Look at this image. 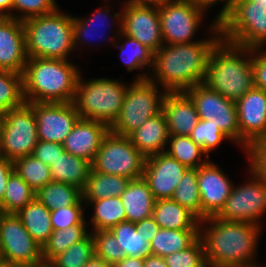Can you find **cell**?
Masks as SVG:
<instances>
[{"label":"cell","mask_w":266,"mask_h":267,"mask_svg":"<svg viewBox=\"0 0 266 267\" xmlns=\"http://www.w3.org/2000/svg\"><path fill=\"white\" fill-rule=\"evenodd\" d=\"M212 24L210 30L215 36L217 34V37L187 44L161 46L154 53L152 70L155 76L149 75L148 79L155 84H161L162 89L167 92L186 91L203 83L209 54L222 39L219 16Z\"/></svg>","instance_id":"cell-1"},{"label":"cell","mask_w":266,"mask_h":267,"mask_svg":"<svg viewBox=\"0 0 266 267\" xmlns=\"http://www.w3.org/2000/svg\"><path fill=\"white\" fill-rule=\"evenodd\" d=\"M210 226L199 229L208 267H246L253 263L261 226L249 222L225 221L214 217L200 221ZM203 232V233H202Z\"/></svg>","instance_id":"cell-2"},{"label":"cell","mask_w":266,"mask_h":267,"mask_svg":"<svg viewBox=\"0 0 266 267\" xmlns=\"http://www.w3.org/2000/svg\"><path fill=\"white\" fill-rule=\"evenodd\" d=\"M80 74L68 60L28 58L22 74L25 102H73Z\"/></svg>","instance_id":"cell-3"},{"label":"cell","mask_w":266,"mask_h":267,"mask_svg":"<svg viewBox=\"0 0 266 267\" xmlns=\"http://www.w3.org/2000/svg\"><path fill=\"white\" fill-rule=\"evenodd\" d=\"M203 84L237 102L254 86L252 49L221 39L209 54Z\"/></svg>","instance_id":"cell-4"},{"label":"cell","mask_w":266,"mask_h":267,"mask_svg":"<svg viewBox=\"0 0 266 267\" xmlns=\"http://www.w3.org/2000/svg\"><path fill=\"white\" fill-rule=\"evenodd\" d=\"M28 58L68 60L74 49L73 17L59 11L23 21Z\"/></svg>","instance_id":"cell-5"},{"label":"cell","mask_w":266,"mask_h":267,"mask_svg":"<svg viewBox=\"0 0 266 267\" xmlns=\"http://www.w3.org/2000/svg\"><path fill=\"white\" fill-rule=\"evenodd\" d=\"M218 14L222 40L250 49L266 44V5L230 0Z\"/></svg>","instance_id":"cell-6"},{"label":"cell","mask_w":266,"mask_h":267,"mask_svg":"<svg viewBox=\"0 0 266 267\" xmlns=\"http://www.w3.org/2000/svg\"><path fill=\"white\" fill-rule=\"evenodd\" d=\"M127 88L119 80L107 78L84 82L80 74L73 103L81 119L99 121L110 127L120 113Z\"/></svg>","instance_id":"cell-7"},{"label":"cell","mask_w":266,"mask_h":267,"mask_svg":"<svg viewBox=\"0 0 266 267\" xmlns=\"http://www.w3.org/2000/svg\"><path fill=\"white\" fill-rule=\"evenodd\" d=\"M140 75L128 86L120 113L110 126V131L114 134L128 137L147 119L162 112L167 91L158 93L159 86L148 79L147 73Z\"/></svg>","instance_id":"cell-8"},{"label":"cell","mask_w":266,"mask_h":267,"mask_svg":"<svg viewBox=\"0 0 266 267\" xmlns=\"http://www.w3.org/2000/svg\"><path fill=\"white\" fill-rule=\"evenodd\" d=\"M145 161L146 158L131 143L129 137L109 131L96 154L92 169L134 180L143 178Z\"/></svg>","instance_id":"cell-9"},{"label":"cell","mask_w":266,"mask_h":267,"mask_svg":"<svg viewBox=\"0 0 266 267\" xmlns=\"http://www.w3.org/2000/svg\"><path fill=\"white\" fill-rule=\"evenodd\" d=\"M207 8H210L208 4L198 0H171L159 6L163 43L172 45L197 42L192 38Z\"/></svg>","instance_id":"cell-10"},{"label":"cell","mask_w":266,"mask_h":267,"mask_svg":"<svg viewBox=\"0 0 266 267\" xmlns=\"http://www.w3.org/2000/svg\"><path fill=\"white\" fill-rule=\"evenodd\" d=\"M0 260L19 267L44 264L42 246L32 238L15 213L0 214Z\"/></svg>","instance_id":"cell-11"},{"label":"cell","mask_w":266,"mask_h":267,"mask_svg":"<svg viewBox=\"0 0 266 267\" xmlns=\"http://www.w3.org/2000/svg\"><path fill=\"white\" fill-rule=\"evenodd\" d=\"M1 122V155L11 161L32 155L39 141L33 108L25 102L6 112Z\"/></svg>","instance_id":"cell-12"},{"label":"cell","mask_w":266,"mask_h":267,"mask_svg":"<svg viewBox=\"0 0 266 267\" xmlns=\"http://www.w3.org/2000/svg\"><path fill=\"white\" fill-rule=\"evenodd\" d=\"M193 100L199 119L209 120L226 135L240 145L236 102L228 100L205 84H197L185 91Z\"/></svg>","instance_id":"cell-13"},{"label":"cell","mask_w":266,"mask_h":267,"mask_svg":"<svg viewBox=\"0 0 266 267\" xmlns=\"http://www.w3.org/2000/svg\"><path fill=\"white\" fill-rule=\"evenodd\" d=\"M253 178L231 190L225 206L216 216L225 221L249 222L260 225L259 217L266 211V183L249 171Z\"/></svg>","instance_id":"cell-14"},{"label":"cell","mask_w":266,"mask_h":267,"mask_svg":"<svg viewBox=\"0 0 266 267\" xmlns=\"http://www.w3.org/2000/svg\"><path fill=\"white\" fill-rule=\"evenodd\" d=\"M114 18L121 21V32L136 39L153 53L164 45L157 6L138 5L126 2Z\"/></svg>","instance_id":"cell-15"},{"label":"cell","mask_w":266,"mask_h":267,"mask_svg":"<svg viewBox=\"0 0 266 267\" xmlns=\"http://www.w3.org/2000/svg\"><path fill=\"white\" fill-rule=\"evenodd\" d=\"M33 108L39 141L63 144L80 119L71 103L26 102Z\"/></svg>","instance_id":"cell-16"},{"label":"cell","mask_w":266,"mask_h":267,"mask_svg":"<svg viewBox=\"0 0 266 267\" xmlns=\"http://www.w3.org/2000/svg\"><path fill=\"white\" fill-rule=\"evenodd\" d=\"M240 144L245 148L266 137V92L253 86L237 102Z\"/></svg>","instance_id":"cell-17"},{"label":"cell","mask_w":266,"mask_h":267,"mask_svg":"<svg viewBox=\"0 0 266 267\" xmlns=\"http://www.w3.org/2000/svg\"><path fill=\"white\" fill-rule=\"evenodd\" d=\"M202 220L217 216L230 196L233 183L219 166L209 161L197 169Z\"/></svg>","instance_id":"cell-18"},{"label":"cell","mask_w":266,"mask_h":267,"mask_svg":"<svg viewBox=\"0 0 266 267\" xmlns=\"http://www.w3.org/2000/svg\"><path fill=\"white\" fill-rule=\"evenodd\" d=\"M186 167L166 152L146 158L143 178L155 200L171 198Z\"/></svg>","instance_id":"cell-19"},{"label":"cell","mask_w":266,"mask_h":267,"mask_svg":"<svg viewBox=\"0 0 266 267\" xmlns=\"http://www.w3.org/2000/svg\"><path fill=\"white\" fill-rule=\"evenodd\" d=\"M27 59L23 22L0 18V70L23 74Z\"/></svg>","instance_id":"cell-20"},{"label":"cell","mask_w":266,"mask_h":267,"mask_svg":"<svg viewBox=\"0 0 266 267\" xmlns=\"http://www.w3.org/2000/svg\"><path fill=\"white\" fill-rule=\"evenodd\" d=\"M109 131L110 127L105 123L80 118L65 138L63 148L66 152L93 163Z\"/></svg>","instance_id":"cell-21"},{"label":"cell","mask_w":266,"mask_h":267,"mask_svg":"<svg viewBox=\"0 0 266 267\" xmlns=\"http://www.w3.org/2000/svg\"><path fill=\"white\" fill-rule=\"evenodd\" d=\"M162 112L167 121L168 133L173 136H189L199 120L195 104L185 91L167 92Z\"/></svg>","instance_id":"cell-22"},{"label":"cell","mask_w":266,"mask_h":267,"mask_svg":"<svg viewBox=\"0 0 266 267\" xmlns=\"http://www.w3.org/2000/svg\"><path fill=\"white\" fill-rule=\"evenodd\" d=\"M128 137L145 158L165 152L164 148L168 145L169 133L164 113L160 112L147 119Z\"/></svg>","instance_id":"cell-23"},{"label":"cell","mask_w":266,"mask_h":267,"mask_svg":"<svg viewBox=\"0 0 266 267\" xmlns=\"http://www.w3.org/2000/svg\"><path fill=\"white\" fill-rule=\"evenodd\" d=\"M120 198L126 221L137 223L152 216L155 199L144 178L131 180Z\"/></svg>","instance_id":"cell-24"},{"label":"cell","mask_w":266,"mask_h":267,"mask_svg":"<svg viewBox=\"0 0 266 267\" xmlns=\"http://www.w3.org/2000/svg\"><path fill=\"white\" fill-rule=\"evenodd\" d=\"M152 217L162 229H200V220L192 212L171 198L155 200Z\"/></svg>","instance_id":"cell-25"},{"label":"cell","mask_w":266,"mask_h":267,"mask_svg":"<svg viewBox=\"0 0 266 267\" xmlns=\"http://www.w3.org/2000/svg\"><path fill=\"white\" fill-rule=\"evenodd\" d=\"M92 169V163L66 151L51 164V177L55 182L75 186L83 190Z\"/></svg>","instance_id":"cell-26"},{"label":"cell","mask_w":266,"mask_h":267,"mask_svg":"<svg viewBox=\"0 0 266 267\" xmlns=\"http://www.w3.org/2000/svg\"><path fill=\"white\" fill-rule=\"evenodd\" d=\"M131 179L125 176L103 174L91 169L82 190V200H100L120 197Z\"/></svg>","instance_id":"cell-27"},{"label":"cell","mask_w":266,"mask_h":267,"mask_svg":"<svg viewBox=\"0 0 266 267\" xmlns=\"http://www.w3.org/2000/svg\"><path fill=\"white\" fill-rule=\"evenodd\" d=\"M17 215L32 238L43 247L53 232L50 210L34 198Z\"/></svg>","instance_id":"cell-28"},{"label":"cell","mask_w":266,"mask_h":267,"mask_svg":"<svg viewBox=\"0 0 266 267\" xmlns=\"http://www.w3.org/2000/svg\"><path fill=\"white\" fill-rule=\"evenodd\" d=\"M35 198L48 210L62 207L83 206L82 190L61 182L51 181L35 192Z\"/></svg>","instance_id":"cell-29"},{"label":"cell","mask_w":266,"mask_h":267,"mask_svg":"<svg viewBox=\"0 0 266 267\" xmlns=\"http://www.w3.org/2000/svg\"><path fill=\"white\" fill-rule=\"evenodd\" d=\"M199 237V230L160 228L150 242L151 255L165 257L189 247Z\"/></svg>","instance_id":"cell-30"},{"label":"cell","mask_w":266,"mask_h":267,"mask_svg":"<svg viewBox=\"0 0 266 267\" xmlns=\"http://www.w3.org/2000/svg\"><path fill=\"white\" fill-rule=\"evenodd\" d=\"M83 201L94 206V214L90 220L94 231L110 230L126 221L125 209L120 197Z\"/></svg>","instance_id":"cell-31"},{"label":"cell","mask_w":266,"mask_h":267,"mask_svg":"<svg viewBox=\"0 0 266 267\" xmlns=\"http://www.w3.org/2000/svg\"><path fill=\"white\" fill-rule=\"evenodd\" d=\"M170 147L165 152L183 164L186 168H196L207 164L210 160L207 159L208 154L203 148L197 145L189 136H173L169 135L168 140ZM207 160H203L201 157Z\"/></svg>","instance_id":"cell-32"},{"label":"cell","mask_w":266,"mask_h":267,"mask_svg":"<svg viewBox=\"0 0 266 267\" xmlns=\"http://www.w3.org/2000/svg\"><path fill=\"white\" fill-rule=\"evenodd\" d=\"M35 198V191L13 171L8 179L0 211L17 214Z\"/></svg>","instance_id":"cell-33"},{"label":"cell","mask_w":266,"mask_h":267,"mask_svg":"<svg viewBox=\"0 0 266 267\" xmlns=\"http://www.w3.org/2000/svg\"><path fill=\"white\" fill-rule=\"evenodd\" d=\"M85 224H77L64 230H53L48 241L42 247L44 264H48L55 256L64 252L72 244L83 240L87 232Z\"/></svg>","instance_id":"cell-34"},{"label":"cell","mask_w":266,"mask_h":267,"mask_svg":"<svg viewBox=\"0 0 266 267\" xmlns=\"http://www.w3.org/2000/svg\"><path fill=\"white\" fill-rule=\"evenodd\" d=\"M110 231L119 241V245L125 251L126 257L144 259L151 255L150 243L140 234V231H136L135 223L121 222L112 227Z\"/></svg>","instance_id":"cell-35"},{"label":"cell","mask_w":266,"mask_h":267,"mask_svg":"<svg viewBox=\"0 0 266 267\" xmlns=\"http://www.w3.org/2000/svg\"><path fill=\"white\" fill-rule=\"evenodd\" d=\"M171 199L192 212L200 221L202 220L196 168L186 169Z\"/></svg>","instance_id":"cell-36"},{"label":"cell","mask_w":266,"mask_h":267,"mask_svg":"<svg viewBox=\"0 0 266 267\" xmlns=\"http://www.w3.org/2000/svg\"><path fill=\"white\" fill-rule=\"evenodd\" d=\"M119 36H123L125 42L123 44H118L117 41L113 46L120 49L121 60L126 65L128 71H132L135 69H146V66L153 67V58L154 53L148 49L146 46L142 45L139 41L134 38H131L127 35H124L121 32V22L117 31ZM125 36V37H124ZM119 45V46H118Z\"/></svg>","instance_id":"cell-37"},{"label":"cell","mask_w":266,"mask_h":267,"mask_svg":"<svg viewBox=\"0 0 266 267\" xmlns=\"http://www.w3.org/2000/svg\"><path fill=\"white\" fill-rule=\"evenodd\" d=\"M14 171L36 192L52 180L50 166L33 155L13 161Z\"/></svg>","instance_id":"cell-38"},{"label":"cell","mask_w":266,"mask_h":267,"mask_svg":"<svg viewBox=\"0 0 266 267\" xmlns=\"http://www.w3.org/2000/svg\"><path fill=\"white\" fill-rule=\"evenodd\" d=\"M24 103L22 74L0 70V118Z\"/></svg>","instance_id":"cell-39"},{"label":"cell","mask_w":266,"mask_h":267,"mask_svg":"<svg viewBox=\"0 0 266 267\" xmlns=\"http://www.w3.org/2000/svg\"><path fill=\"white\" fill-rule=\"evenodd\" d=\"M95 255V243L91 232L81 241L72 244L64 252L55 256L50 267H84Z\"/></svg>","instance_id":"cell-40"},{"label":"cell","mask_w":266,"mask_h":267,"mask_svg":"<svg viewBox=\"0 0 266 267\" xmlns=\"http://www.w3.org/2000/svg\"><path fill=\"white\" fill-rule=\"evenodd\" d=\"M95 243V255L113 265L126 257L125 251L120 247L119 241L110 230L91 232Z\"/></svg>","instance_id":"cell-41"},{"label":"cell","mask_w":266,"mask_h":267,"mask_svg":"<svg viewBox=\"0 0 266 267\" xmlns=\"http://www.w3.org/2000/svg\"><path fill=\"white\" fill-rule=\"evenodd\" d=\"M164 259L168 267H208L200 237L186 249L169 254Z\"/></svg>","instance_id":"cell-42"},{"label":"cell","mask_w":266,"mask_h":267,"mask_svg":"<svg viewBox=\"0 0 266 267\" xmlns=\"http://www.w3.org/2000/svg\"><path fill=\"white\" fill-rule=\"evenodd\" d=\"M189 137L208 154L215 149L223 139H229L222 131L209 120H198Z\"/></svg>","instance_id":"cell-43"},{"label":"cell","mask_w":266,"mask_h":267,"mask_svg":"<svg viewBox=\"0 0 266 267\" xmlns=\"http://www.w3.org/2000/svg\"><path fill=\"white\" fill-rule=\"evenodd\" d=\"M108 13H110V10L107 8H105V9L103 8V10H96L93 13V15L90 18L88 17L87 19H81V18L73 17L74 49H76L75 47H76V45H78V43L80 44L81 42H83V43L87 42L89 39L88 38L89 36L90 37L92 35L94 36V34H91V33L96 32L98 27H99V29H102L101 28L102 25L103 26L105 25L104 22L105 21L107 22L109 20V19L107 20V18H108L107 15H109ZM96 20H98V21H96ZM95 22H97L98 24L96 25ZM96 26H98V27H96ZM101 38H103V37H101Z\"/></svg>","instance_id":"cell-44"},{"label":"cell","mask_w":266,"mask_h":267,"mask_svg":"<svg viewBox=\"0 0 266 267\" xmlns=\"http://www.w3.org/2000/svg\"><path fill=\"white\" fill-rule=\"evenodd\" d=\"M58 6L55 0H13V10L23 14L14 15L11 13V18L25 21L30 18L42 16L54 12Z\"/></svg>","instance_id":"cell-45"},{"label":"cell","mask_w":266,"mask_h":267,"mask_svg":"<svg viewBox=\"0 0 266 267\" xmlns=\"http://www.w3.org/2000/svg\"><path fill=\"white\" fill-rule=\"evenodd\" d=\"M82 207L84 206H69L51 210L50 218L53 230H64L77 224H86Z\"/></svg>","instance_id":"cell-46"},{"label":"cell","mask_w":266,"mask_h":267,"mask_svg":"<svg viewBox=\"0 0 266 267\" xmlns=\"http://www.w3.org/2000/svg\"><path fill=\"white\" fill-rule=\"evenodd\" d=\"M249 156V169L266 183V137L254 141L245 149Z\"/></svg>","instance_id":"cell-47"},{"label":"cell","mask_w":266,"mask_h":267,"mask_svg":"<svg viewBox=\"0 0 266 267\" xmlns=\"http://www.w3.org/2000/svg\"><path fill=\"white\" fill-rule=\"evenodd\" d=\"M63 144L56 142L38 141L34 147L33 156L48 166L58 158L60 154L64 152Z\"/></svg>","instance_id":"cell-48"},{"label":"cell","mask_w":266,"mask_h":267,"mask_svg":"<svg viewBox=\"0 0 266 267\" xmlns=\"http://www.w3.org/2000/svg\"><path fill=\"white\" fill-rule=\"evenodd\" d=\"M260 50L261 48L252 49L254 86L266 92V50Z\"/></svg>","instance_id":"cell-49"},{"label":"cell","mask_w":266,"mask_h":267,"mask_svg":"<svg viewBox=\"0 0 266 267\" xmlns=\"http://www.w3.org/2000/svg\"><path fill=\"white\" fill-rule=\"evenodd\" d=\"M135 229L136 231H140V234L150 243L160 227L151 216L135 223Z\"/></svg>","instance_id":"cell-50"},{"label":"cell","mask_w":266,"mask_h":267,"mask_svg":"<svg viewBox=\"0 0 266 267\" xmlns=\"http://www.w3.org/2000/svg\"><path fill=\"white\" fill-rule=\"evenodd\" d=\"M13 171V161L0 155V203L3 200L9 176Z\"/></svg>","instance_id":"cell-51"},{"label":"cell","mask_w":266,"mask_h":267,"mask_svg":"<svg viewBox=\"0 0 266 267\" xmlns=\"http://www.w3.org/2000/svg\"><path fill=\"white\" fill-rule=\"evenodd\" d=\"M144 259L139 257H125L123 260L114 263L112 267H143Z\"/></svg>","instance_id":"cell-52"},{"label":"cell","mask_w":266,"mask_h":267,"mask_svg":"<svg viewBox=\"0 0 266 267\" xmlns=\"http://www.w3.org/2000/svg\"><path fill=\"white\" fill-rule=\"evenodd\" d=\"M143 267H168L164 257L150 255L144 258Z\"/></svg>","instance_id":"cell-53"},{"label":"cell","mask_w":266,"mask_h":267,"mask_svg":"<svg viewBox=\"0 0 266 267\" xmlns=\"http://www.w3.org/2000/svg\"><path fill=\"white\" fill-rule=\"evenodd\" d=\"M12 8H13V0H0V17L11 18V14L9 11H11Z\"/></svg>","instance_id":"cell-54"},{"label":"cell","mask_w":266,"mask_h":267,"mask_svg":"<svg viewBox=\"0 0 266 267\" xmlns=\"http://www.w3.org/2000/svg\"><path fill=\"white\" fill-rule=\"evenodd\" d=\"M84 267H112L111 264L104 261L102 258L97 257L94 255L86 264Z\"/></svg>","instance_id":"cell-55"},{"label":"cell","mask_w":266,"mask_h":267,"mask_svg":"<svg viewBox=\"0 0 266 267\" xmlns=\"http://www.w3.org/2000/svg\"><path fill=\"white\" fill-rule=\"evenodd\" d=\"M171 0H129L128 2L138 4V5H148V6H161Z\"/></svg>","instance_id":"cell-56"},{"label":"cell","mask_w":266,"mask_h":267,"mask_svg":"<svg viewBox=\"0 0 266 267\" xmlns=\"http://www.w3.org/2000/svg\"><path fill=\"white\" fill-rule=\"evenodd\" d=\"M219 1H222V0H207V4L209 5V6H212L213 4H215V3H219ZM230 0H225L224 2H226L225 4H224V6L229 2Z\"/></svg>","instance_id":"cell-57"},{"label":"cell","mask_w":266,"mask_h":267,"mask_svg":"<svg viewBox=\"0 0 266 267\" xmlns=\"http://www.w3.org/2000/svg\"><path fill=\"white\" fill-rule=\"evenodd\" d=\"M0 267H19L17 265L14 264H10V263H6L0 260Z\"/></svg>","instance_id":"cell-58"},{"label":"cell","mask_w":266,"mask_h":267,"mask_svg":"<svg viewBox=\"0 0 266 267\" xmlns=\"http://www.w3.org/2000/svg\"><path fill=\"white\" fill-rule=\"evenodd\" d=\"M257 2L258 4L266 5V0H251Z\"/></svg>","instance_id":"cell-59"},{"label":"cell","mask_w":266,"mask_h":267,"mask_svg":"<svg viewBox=\"0 0 266 267\" xmlns=\"http://www.w3.org/2000/svg\"><path fill=\"white\" fill-rule=\"evenodd\" d=\"M1 129H2V122L0 118V155H1Z\"/></svg>","instance_id":"cell-60"},{"label":"cell","mask_w":266,"mask_h":267,"mask_svg":"<svg viewBox=\"0 0 266 267\" xmlns=\"http://www.w3.org/2000/svg\"><path fill=\"white\" fill-rule=\"evenodd\" d=\"M37 267H50L48 264H42V265H39Z\"/></svg>","instance_id":"cell-61"},{"label":"cell","mask_w":266,"mask_h":267,"mask_svg":"<svg viewBox=\"0 0 266 267\" xmlns=\"http://www.w3.org/2000/svg\"><path fill=\"white\" fill-rule=\"evenodd\" d=\"M198 1H202V2H204V3H206V4H207V0H198Z\"/></svg>","instance_id":"cell-62"},{"label":"cell","mask_w":266,"mask_h":267,"mask_svg":"<svg viewBox=\"0 0 266 267\" xmlns=\"http://www.w3.org/2000/svg\"><path fill=\"white\" fill-rule=\"evenodd\" d=\"M246 267H259L258 265L256 266V265H253V266H246Z\"/></svg>","instance_id":"cell-63"}]
</instances>
